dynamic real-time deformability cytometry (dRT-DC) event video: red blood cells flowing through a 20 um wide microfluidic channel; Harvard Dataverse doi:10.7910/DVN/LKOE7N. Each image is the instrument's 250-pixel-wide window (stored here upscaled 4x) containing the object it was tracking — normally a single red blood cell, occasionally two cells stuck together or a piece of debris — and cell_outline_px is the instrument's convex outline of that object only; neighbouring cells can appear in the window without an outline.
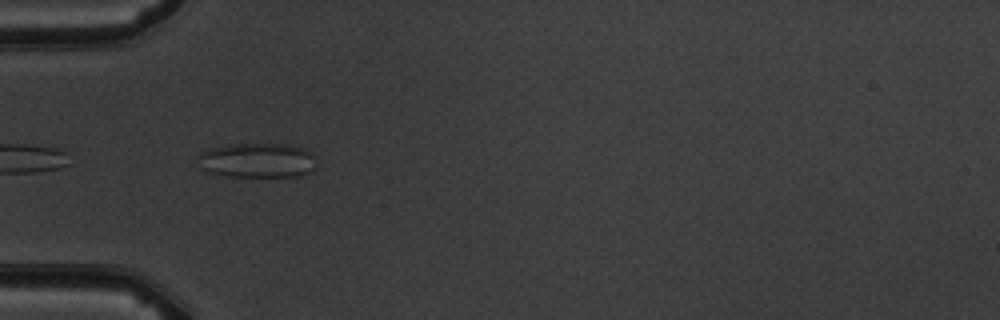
{"species": "common noctule bat (a hibernating species)", "species_latin": "Nyctalus noctula", "temperature_condition": "warm", "stored_images_in_passage": 4, "camera_frame_rate_fps": 3000, "um_per_image_px": 0.085, "animal": {"sex": "male", "body_mass_g": 19.5, "forearm_length_mm": 54.6}, "frame": {"image": 1, "passage_image": 2, "time_ms": 1.0, "image_size_px": [1000, 320], "cell_outline_px": [[312, 168], [308, 172], [296, 176], [228, 176], [204, 172], [200, 168], [196, 156], [200, 152], [212, 148], [228, 144], [288, 144], [304, 148], [312, 156]], "centroid_in_image_um": [21.74, 13.62], "position_along_channel_um": 63.3, "area_um2": 23.81}}
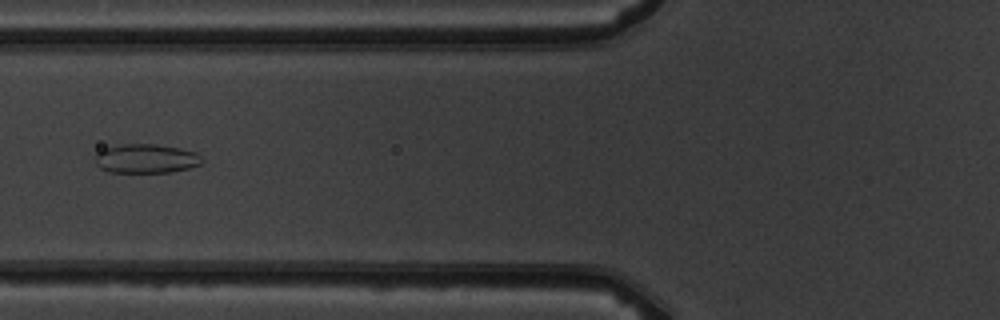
{"frame": {"image": 2, "passage_image": 3, "time_ms": 2.333, "image_size_px": [1000, 320], "cell_outline_px": [[204, 160], [200, 164], [188, 168], [172, 172], [108, 172], [100, 168], [96, 164], [96, 152], [104, 148], [120, 144], [156, 144], [180, 148], [196, 152]], "centroid_in_image_um": [12.4, 13.47], "position_along_channel_um": 113.4, "area_um2": 18.21}}